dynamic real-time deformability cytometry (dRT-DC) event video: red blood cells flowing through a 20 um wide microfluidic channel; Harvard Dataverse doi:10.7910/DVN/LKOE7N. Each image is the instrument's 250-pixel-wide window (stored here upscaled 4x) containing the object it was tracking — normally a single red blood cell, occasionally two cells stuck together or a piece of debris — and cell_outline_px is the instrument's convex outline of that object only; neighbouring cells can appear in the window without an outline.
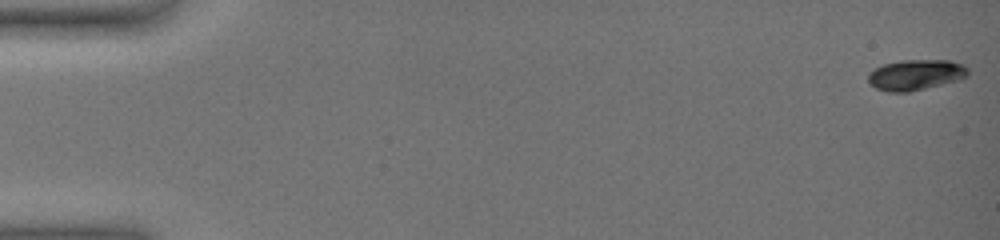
{"species": "common noctule bat (a hibernating species)", "species_latin": "Nyctalus noctula", "temperature_condition": "warm", "stored_images_in_passage": 14, "camera_frame_rate_fps": 3000, "um_per_image_px": 0.085, "animal": {"sex": "female", "body_mass_g": 19.0, "forearm_length_mm": 51.5}, "frame": {"image": 1, "passage_image": 1, "time_ms": 0.0, "image_size_px": [1000, 240], "cell_outline_px": [[968, 76], [956, 80], [908, 92], [888, 92], [876, 88], [868, 80], [868, 76], [876, 68], [884, 64], [900, 60], [948, 60], [960, 64], [968, 68]], "centroid_in_image_um": [77.83, 6.35], "position_along_channel_um": 7.2, "area_um2": 17.4}}